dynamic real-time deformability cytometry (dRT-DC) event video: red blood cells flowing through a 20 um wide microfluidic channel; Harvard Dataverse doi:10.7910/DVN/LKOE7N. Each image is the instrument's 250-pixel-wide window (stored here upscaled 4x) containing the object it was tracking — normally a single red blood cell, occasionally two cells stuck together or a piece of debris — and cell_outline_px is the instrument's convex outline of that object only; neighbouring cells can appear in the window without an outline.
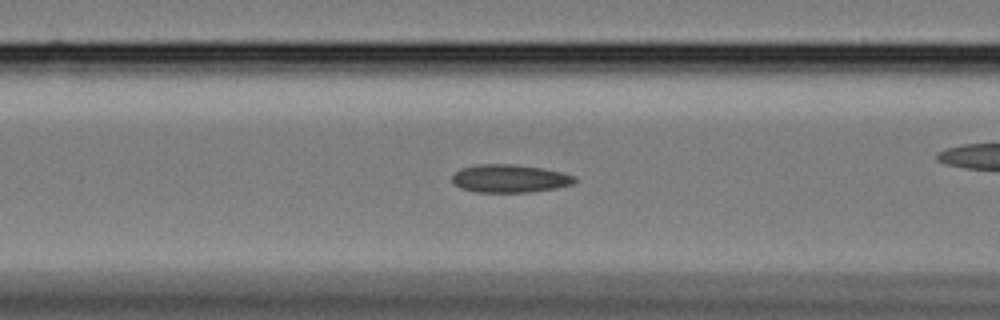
{"species": "Egyptian fruit bat (a non-hibernating species)", "species_latin": "Rousettus aegyptiacus", "temperature_condition": "cold", "stored_images_in_passage": 59, "camera_frame_rate_fps": 3000, "um_per_image_px": 0.085, "animal": {"sex": "female"}, "frame": {"image": 1, "passage_image": 23, "time_ms": 7.333, "image_size_px": [1000, 320], "cell_outline_px": [[576, 180], [572, 184], [556, 188], [532, 192], [476, 192], [460, 188], [452, 184], [452, 176], [460, 168], [480, 164], [516, 164], [544, 168], [576, 176]], "centroid_in_image_um": [43.31, 15.17], "position_along_channel_um": 123.3, "area_um2": 20.17}}
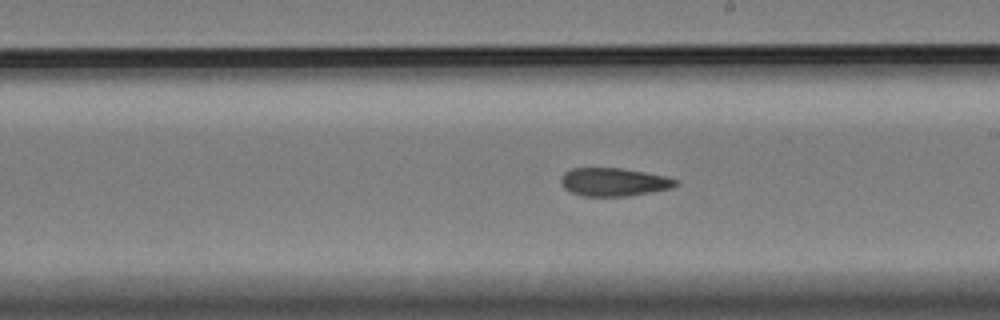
{"frame": {"image": 2, "passage_image": 33, "time_ms": 10.667, "image_size_px": [1000, 320], "cell_outline_px": [[680, 184], [672, 188], [628, 196], [580, 196], [568, 192], [564, 188], [560, 180], [560, 176], [564, 172], [572, 168], [620, 168], [644, 172], [664, 176], [680, 180]], "centroid_in_image_um": [52.15, 15.48], "position_along_channel_um": 236.8, "area_um2": 19.07}}
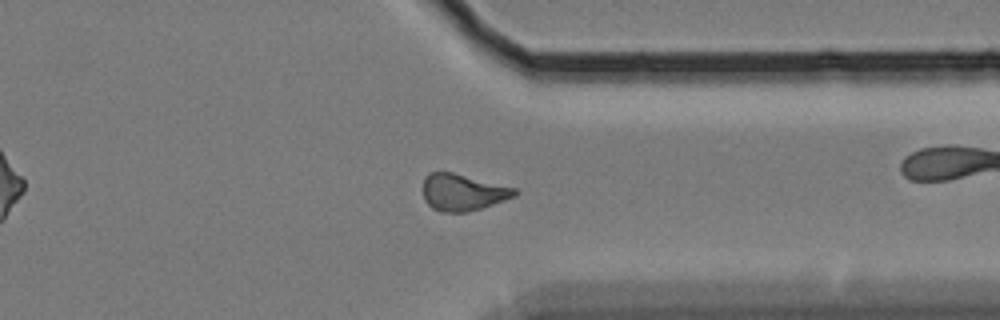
{"frame": {"image": 3, "passage_image": 45, "time_ms": 14.667, "image_size_px": [1000, 320], "cell_outline_px": [[520, 192], [516, 196], [480, 208], [464, 212], [444, 212], [432, 208], [424, 200], [424, 176], [428, 172], [452, 172], [516, 188]], "centroid_in_image_um": [39.34, 16.33], "position_along_channel_um": 372.1, "area_um2": 19.48}, "authors_computed_cell_mechanics": {"area_um2": 19.5942, "velocity_mm_per_s": 3.4063, "shape_relaxation_time_tau1_ms": null, "shape_relaxation_time_tau2_ms": 3.2026, "deformation_change_tau1": null, "deformation_change_tau2": 0.0976}}